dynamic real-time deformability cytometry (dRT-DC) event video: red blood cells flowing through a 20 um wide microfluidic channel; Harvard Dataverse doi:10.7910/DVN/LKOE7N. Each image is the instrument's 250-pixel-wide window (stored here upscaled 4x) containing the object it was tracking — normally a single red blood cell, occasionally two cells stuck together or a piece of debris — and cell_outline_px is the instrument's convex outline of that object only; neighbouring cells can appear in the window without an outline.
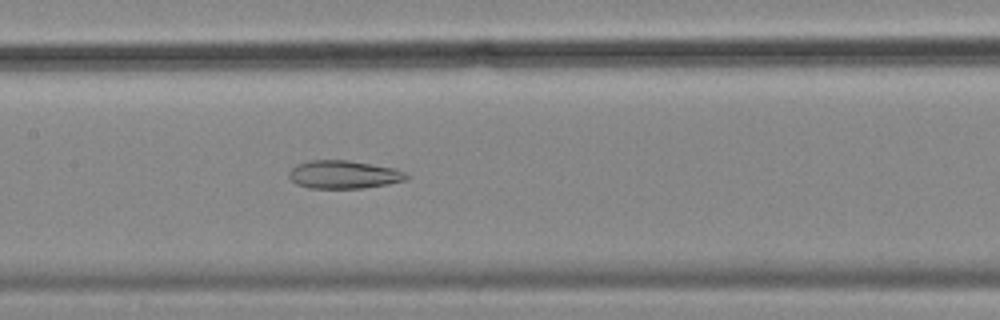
{"species": "common noctule bat (a hibernating species)", "species_latin": "Nyctalus noctula", "temperature_condition": "cold", "stored_images_in_passage": 56, "camera_frame_rate_fps": 3000, "um_per_image_px": 0.085, "animal": {"sex": "female", "body_mass_g": 18.4}, "frame": {"image": 1, "passage_image": 27, "time_ms": 8.667, "image_size_px": [1000, 320], "cell_outline_px": [[408, 176], [404, 180], [388, 184], [364, 188], [308, 188], [296, 184], [288, 176], [288, 172], [296, 164], [308, 160], [348, 160], [392, 168], [404, 172]], "centroid_in_image_um": [29.15, 14.84], "position_along_channel_um": 178.3, "area_um2": 19.13}}
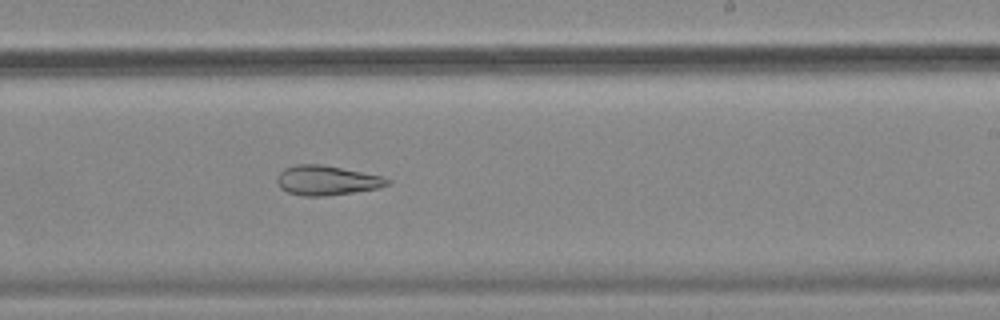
{"frame": {"image": 2, "passage_image": 34, "time_ms": 11.0, "image_size_px": [1000, 320], "cell_outline_px": [[392, 180], [388, 184], [376, 188], [352, 192], [324, 196], [304, 196], [288, 192], [280, 188], [276, 180], [276, 176], [284, 168], [296, 164], [324, 164], [380, 176]], "centroid_in_image_um": [27.71, 15.32], "position_along_channel_um": 261.3, "area_um2": 18.9}}
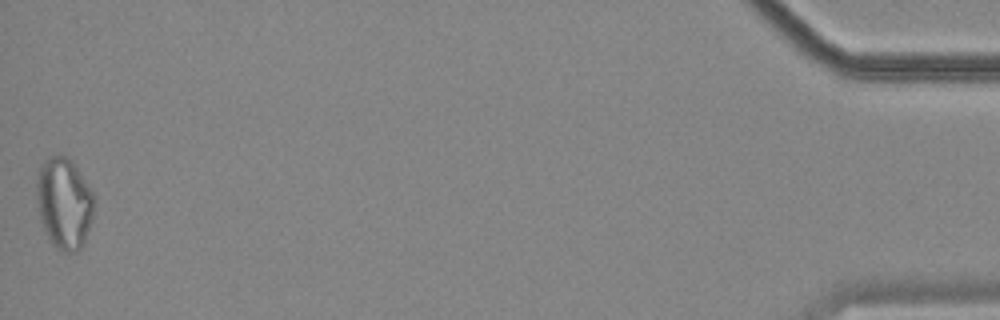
{"frame": {"image": 3, "passage_image": 56, "time_ms": 18.333, "image_size_px": [1000, 320], "cell_outline_px": [[96, 200], [92, 216], [84, 240], [80, 248], [76, 252], [64, 252], [56, 248], [52, 244], [40, 220], [36, 200], [36, 184], [40, 168], [44, 160], [48, 156], [64, 156], [72, 160], [96, 196]], "centroid_in_image_um": [5.45, 17.25], "position_along_channel_um": 429.7, "area_um2": 30.63}, "authors_computed_cell_mechanics": {"area_um2": 25.7499, "velocity_mm_per_s": 3.5811, "shape_relaxation_time_tau1_ms": null, "shape_relaxation_time_tau2_ms": 3.8678, "deformation_change_tau1": null, "deformation_change_tau2": 0.1161}}